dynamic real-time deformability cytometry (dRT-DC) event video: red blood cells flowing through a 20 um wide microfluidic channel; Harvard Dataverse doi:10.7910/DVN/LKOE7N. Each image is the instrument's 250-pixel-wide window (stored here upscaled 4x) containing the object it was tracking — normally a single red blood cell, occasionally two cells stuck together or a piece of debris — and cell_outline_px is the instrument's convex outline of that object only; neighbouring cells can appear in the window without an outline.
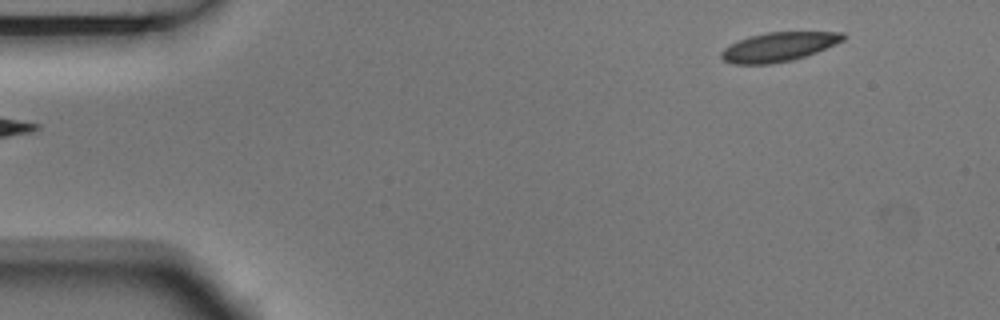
{"species": "Egyptian fruit bat (a non-hibernating species)", "species_latin": "Rousettus aegyptiacus", "temperature_condition": "room temperature", "stored_images_in_passage": 6, "segment_of_instrument_passage": [2, 2], "camera_frame_rate_fps": 3000, "um_per_image_px": 0.085, "animal": {"sex": "male"}, "frame": {"image": 1, "passage_image": 6, "time_ms": 1.667, "image_size_px": [1000, 320], "cell_outline_px": [[848, 36], [844, 40], [816, 52], [792, 60], [772, 64], [732, 64], [724, 60], [720, 56], [720, 52], [724, 48], [748, 36], [768, 32], [844, 32]], "centroid_in_image_um": [66.19, 3.98], "position_along_channel_um": 18.8, "area_um2": 20.63}}